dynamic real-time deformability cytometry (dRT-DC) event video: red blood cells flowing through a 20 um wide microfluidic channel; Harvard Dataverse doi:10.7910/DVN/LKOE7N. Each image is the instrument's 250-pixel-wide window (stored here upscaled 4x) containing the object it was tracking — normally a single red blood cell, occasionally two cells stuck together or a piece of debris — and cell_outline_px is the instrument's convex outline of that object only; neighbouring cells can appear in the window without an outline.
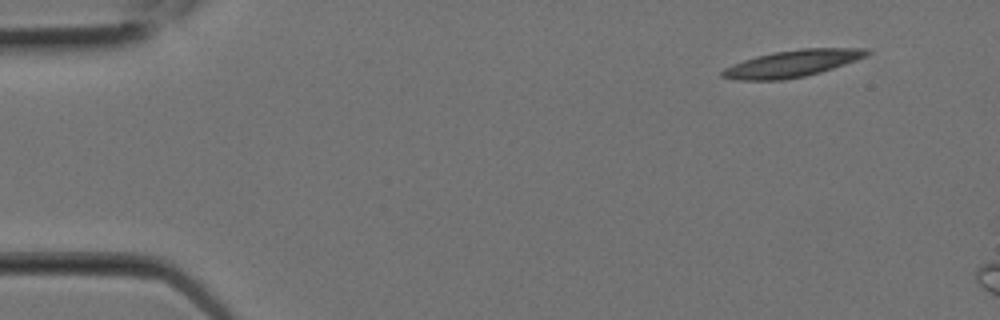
{"species": "Egyptian fruit bat (a non-hibernating species)", "species_latin": "Rousettus aegyptiacus", "temperature_condition": "room temperature", "stored_images_in_passage": 2, "camera_frame_rate_fps": 3000, "um_per_image_px": 0.085, "animal": {"sex": "female"}, "frame": {"image": 1, "passage_image": 1, "time_ms": 0.0, "image_size_px": [1000, 320], "cell_outline_px": [[872, 52], [868, 56], [820, 72], [804, 76], [784, 80], [736, 80], [720, 76], [720, 72], [724, 68], [732, 64], [756, 56], [772, 52], [800, 48], [868, 48]], "centroid_in_image_um": [67.34, 5.39], "position_along_channel_um": 17.7, "area_um2": 22.72}}